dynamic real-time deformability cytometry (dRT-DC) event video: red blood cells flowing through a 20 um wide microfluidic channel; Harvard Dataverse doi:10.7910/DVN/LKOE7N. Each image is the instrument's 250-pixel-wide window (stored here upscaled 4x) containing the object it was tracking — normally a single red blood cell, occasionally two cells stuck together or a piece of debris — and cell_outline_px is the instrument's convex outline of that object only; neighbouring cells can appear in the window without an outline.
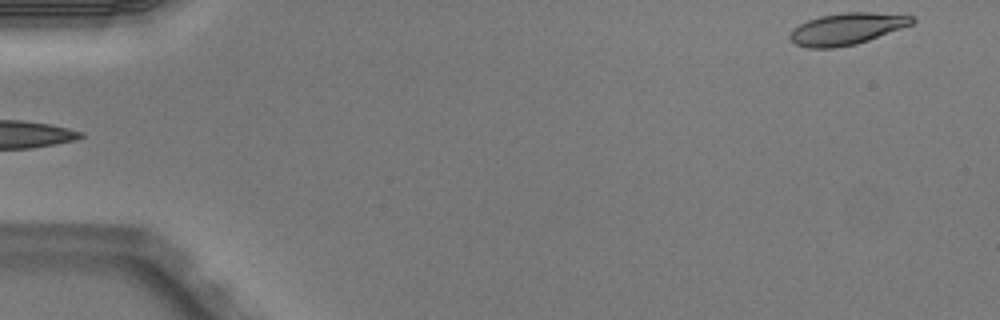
{"species": "Egyptian fruit bat (a non-hibernating species)", "species_latin": "Rousettus aegyptiacus", "temperature_condition": "warm", "stored_images_in_passage": 4, "camera_frame_rate_fps": 3000, "um_per_image_px": 0.085, "animal": {"sex": "male"}, "frame": {"image": 1, "passage_image": 4, "time_ms": 1.0, "image_size_px": [1000, 320], "cell_outline_px": [[916, 20], [912, 24], [868, 40], [856, 44], [832, 48], [808, 48], [796, 44], [788, 36], [792, 28], [808, 20], [820, 16], [844, 12], [872, 12], [916, 16]], "centroid_in_image_um": [71.97, 2.44], "position_along_channel_um": 13.0, "area_um2": 22.48}}